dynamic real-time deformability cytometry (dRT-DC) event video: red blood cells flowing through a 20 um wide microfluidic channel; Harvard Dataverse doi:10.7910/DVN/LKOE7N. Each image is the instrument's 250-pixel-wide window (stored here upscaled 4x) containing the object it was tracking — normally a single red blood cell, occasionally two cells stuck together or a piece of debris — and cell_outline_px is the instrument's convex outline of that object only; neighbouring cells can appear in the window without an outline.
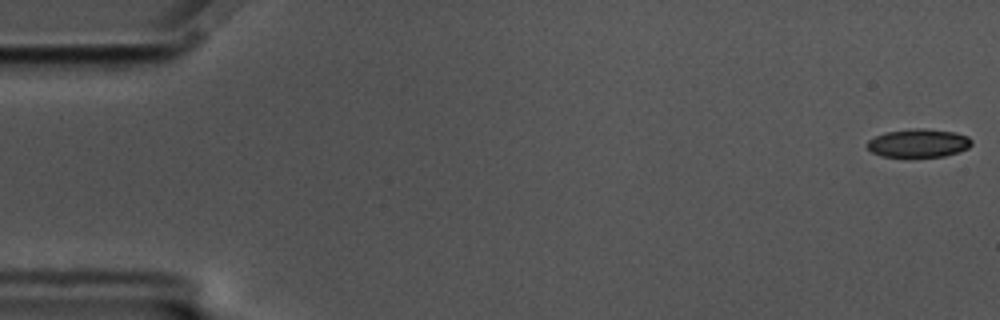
{"species": "common noctule bat (a hibernating species)", "species_latin": "Nyctalus noctula", "temperature_condition": "cold", "stored_images_in_passage": 17, "camera_frame_rate_fps": 3000, "um_per_image_px": 0.085, "animal": {"sex": "male", "body_mass_g": 17.5, "forearm_length_mm": 52.3}, "frame": {"image": 1, "passage_image": 1, "time_ms": 0.0, "image_size_px": [1000, 320], "cell_outline_px": [[972, 144], [968, 148], [960, 152], [944, 156], [884, 156], [872, 152], [864, 144], [868, 140], [884, 132], [912, 128], [924, 128], [956, 132], [968, 136], [972, 140]], "centroid_in_image_um": [78.09, 12.14], "position_along_channel_um": 6.9, "area_um2": 17.34}}
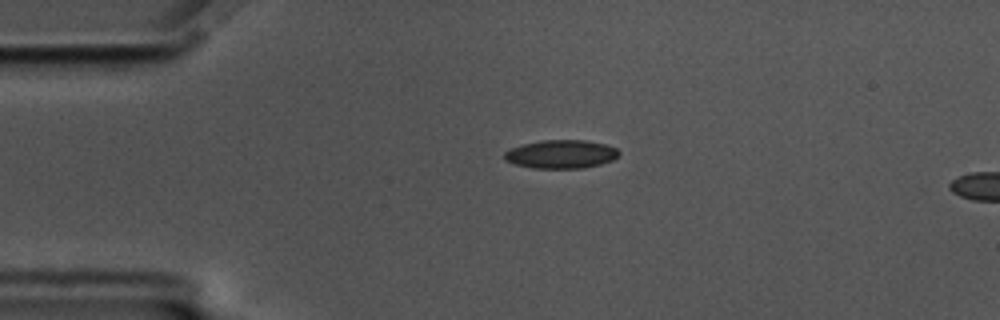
{"frame": {"image": 2, "passage_image": 13, "time_ms": 4.0, "image_size_px": [1000, 320], "cell_outline_px": [[620, 152], [612, 160], [600, 164], [580, 168], [532, 168], [516, 164], [504, 160], [504, 152], [508, 148], [520, 144], [544, 140], [584, 140], [604, 144], [616, 148]], "centroid_in_image_um": [47.63, 13.1], "position_along_channel_um": 37.4, "area_um2": 18.96}}